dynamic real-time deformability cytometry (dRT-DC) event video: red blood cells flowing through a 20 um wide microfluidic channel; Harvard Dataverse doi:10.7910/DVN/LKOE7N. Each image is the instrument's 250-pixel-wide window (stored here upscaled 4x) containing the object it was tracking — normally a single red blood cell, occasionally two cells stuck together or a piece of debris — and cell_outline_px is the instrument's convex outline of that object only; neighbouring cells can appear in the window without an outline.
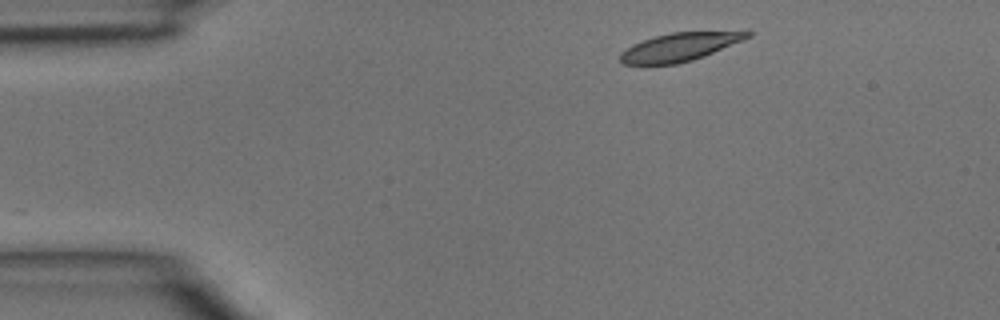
{"species": "common noctule bat (a hibernating species)", "species_latin": "Nyctalus noctula", "temperature_condition": "room temperature", "stored_images_in_passage": 39, "camera_frame_rate_fps": 3000, "um_per_image_px": 0.085, "animal": {"sex": "male", "body_mass_g": 15.6}, "frame": {"image": 1, "passage_image": 1, "time_ms": 0.0, "image_size_px": [1000, 320], "cell_outline_px": [[752, 36], [744, 40], [704, 56], [692, 60], [676, 64], [620, 64], [620, 52], [632, 44], [652, 36], [672, 32], [752, 32]], "centroid_in_image_um": [57.71, 4.0], "position_along_channel_um": 27.3, "area_um2": 20.81}}
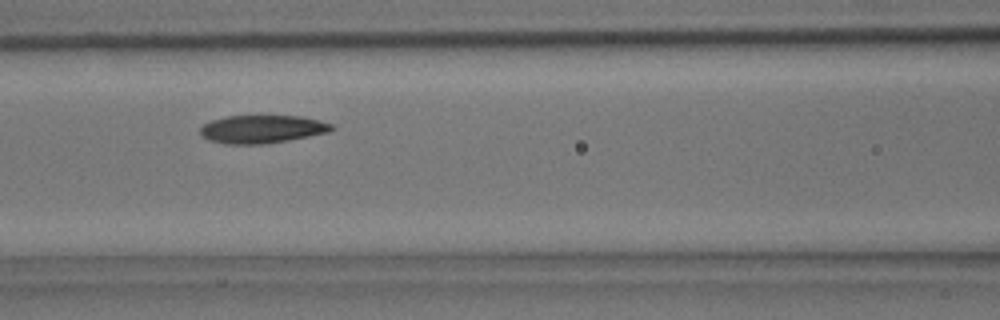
{"frame": {"image": 2, "passage_image": 13, "time_ms": 4.0, "image_size_px": [1000, 320], "cell_outline_px": [[336, 128], [328, 132], [288, 140], [264, 144], [228, 144], [208, 140], [200, 136], [200, 128], [204, 124], [212, 120], [228, 116], [300, 116], [332, 124]], "centroid_in_image_um": [22.24, 10.98], "position_along_channel_um": 144.4, "area_um2": 21.33}}
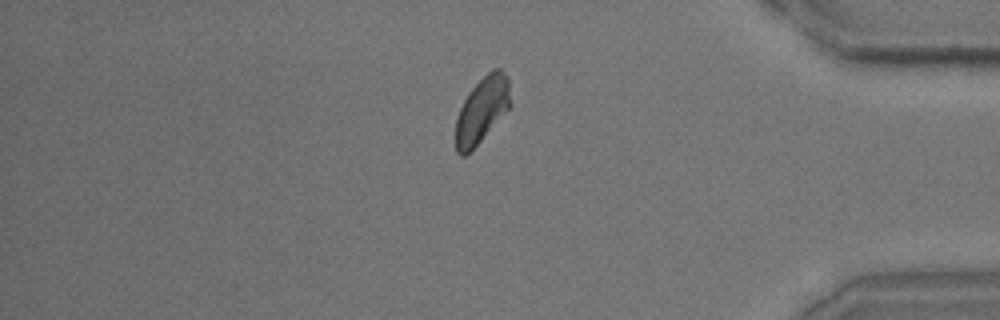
{"frame": {"image": 3, "passage_image": 32, "time_ms": 10.333, "image_size_px": [1000, 320], "cell_outline_px": [[512, 104], [480, 140], [464, 156], [460, 156], [456, 152], [456, 120], [460, 108], [468, 92], [492, 68], [500, 68], [508, 80]], "centroid_in_image_um": [40.96, 9.32], "position_along_channel_um": 394.2, "area_um2": 20.46}}